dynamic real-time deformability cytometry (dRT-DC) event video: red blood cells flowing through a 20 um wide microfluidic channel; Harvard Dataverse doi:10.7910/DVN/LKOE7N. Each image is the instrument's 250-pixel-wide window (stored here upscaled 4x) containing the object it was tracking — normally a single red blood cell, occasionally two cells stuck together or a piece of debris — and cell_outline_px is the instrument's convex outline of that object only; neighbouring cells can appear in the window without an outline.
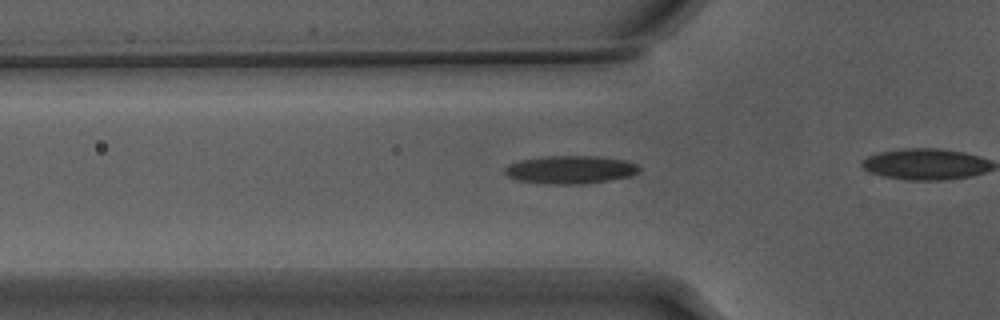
{"species": "Egyptian fruit bat (a non-hibernating species)", "species_latin": "Rousettus aegyptiacus", "temperature_condition": "warm", "stored_images_in_passage": 30, "camera_frame_rate_fps": 3000, "um_per_image_px": 0.085, "animal": {"sex": "male"}, "frame": {"image": 1, "passage_image": 6, "time_ms": 1.667, "image_size_px": [1000, 320], "cell_outline_px": [[640, 172], [632, 176], [584, 184], [548, 184], [516, 180], [508, 176], [504, 172], [504, 168], [508, 164], [520, 160], [540, 156], [596, 156], [624, 160], [636, 164], [640, 168]], "centroid_in_image_um": [48.46, 14.42], "position_along_channel_um": 77.3, "area_um2": 22.14}}
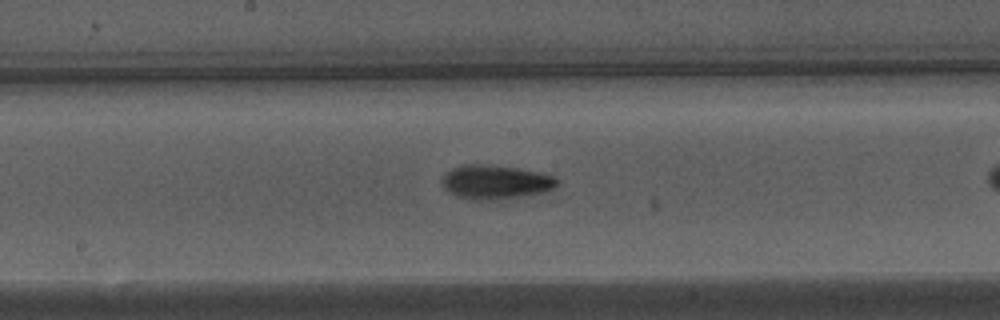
{"frame": {"image": 2, "passage_image": 16, "time_ms": 5.0, "image_size_px": [1000, 320], "cell_outline_px": [[560, 184], [552, 188], [540, 192], [520, 196], [476, 200], [456, 196], [444, 188], [444, 172], [460, 164], [484, 164], [516, 168], [540, 172], [552, 176], [560, 180]], "centroid_in_image_um": [42.1, 15.44], "position_along_channel_um": 206.1, "area_um2": 22.37}}
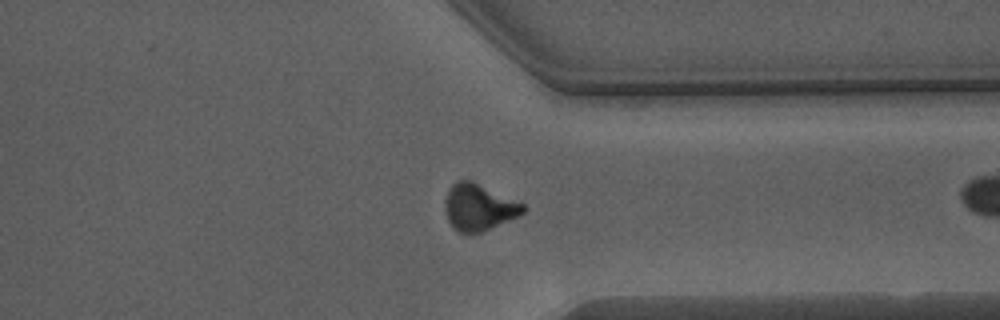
{"frame": {"image": 3, "passage_image": 29, "time_ms": 9.333, "image_size_px": [1000, 320], "cell_outline_px": [[524, 212], [520, 216], [480, 232], [456, 232], [452, 228], [444, 212], [444, 200], [452, 184], [456, 180], [472, 180], [524, 204]], "centroid_in_image_um": [40.66, 17.61], "position_along_channel_um": 370.7, "area_um2": 21.21}}